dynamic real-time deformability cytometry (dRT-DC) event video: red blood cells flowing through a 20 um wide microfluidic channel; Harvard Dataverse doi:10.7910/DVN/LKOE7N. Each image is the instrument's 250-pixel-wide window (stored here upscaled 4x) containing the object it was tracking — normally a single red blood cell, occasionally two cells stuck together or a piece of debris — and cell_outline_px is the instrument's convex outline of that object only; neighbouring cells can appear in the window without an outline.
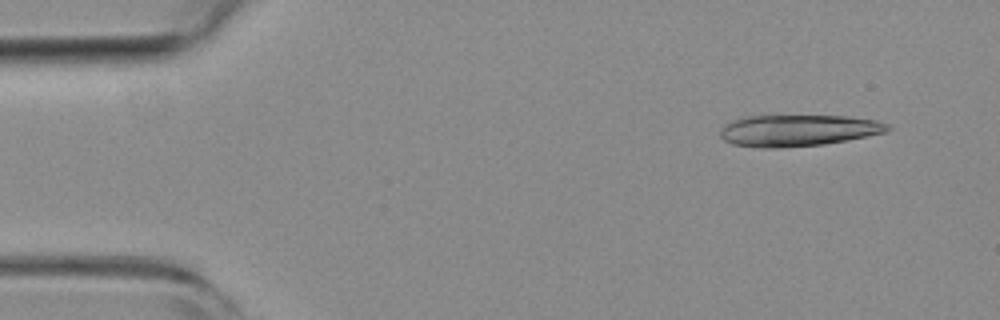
{"species": "common noctule bat (a hibernating species)", "species_latin": "Nyctalus noctula", "temperature_condition": "room temperature", "stored_images_in_passage": 19, "camera_frame_rate_fps": 3000, "um_per_image_px": 0.085, "animal": {"sex": "female", "body_mass_g": 19.3, "forearm_length_mm": 54.1}, "frame": {"image": 1, "passage_image": 1, "time_ms": 0.0, "image_size_px": [1000, 320], "cell_outline_px": [[892, 128], [884, 132], [824, 144], [776, 148], [760, 148], [732, 144], [724, 140], [720, 136], [720, 128], [724, 124], [732, 120], [744, 116], [848, 116], [876, 120], [888, 124]], "centroid_in_image_um": [67.77, 11.08], "position_along_channel_um": 17.2, "area_um2": 30.63}}
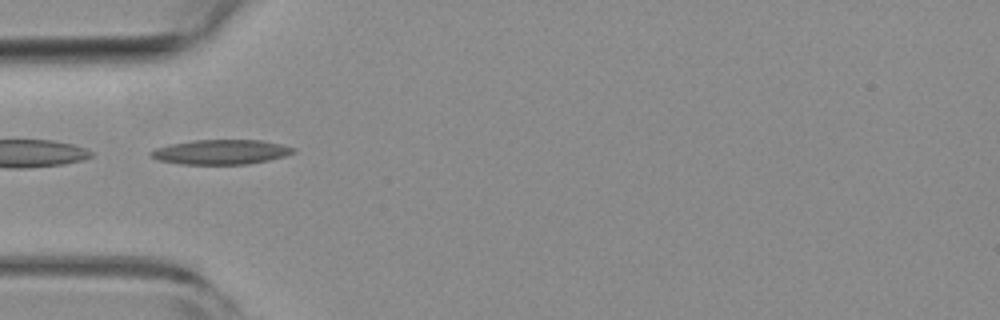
{"frame": {"image": 2, "passage_image": 13, "time_ms": 4.0, "image_size_px": [1000, 320], "cell_outline_px": [[296, 152], [284, 156], [268, 160], [248, 164], [180, 164], [160, 160], [152, 156], [148, 152], [156, 148], [172, 144], [196, 140], [260, 140], [280, 144], [296, 148]], "centroid_in_image_um": [18.81, 12.92], "position_along_channel_um": 66.2, "area_um2": 20.29}}